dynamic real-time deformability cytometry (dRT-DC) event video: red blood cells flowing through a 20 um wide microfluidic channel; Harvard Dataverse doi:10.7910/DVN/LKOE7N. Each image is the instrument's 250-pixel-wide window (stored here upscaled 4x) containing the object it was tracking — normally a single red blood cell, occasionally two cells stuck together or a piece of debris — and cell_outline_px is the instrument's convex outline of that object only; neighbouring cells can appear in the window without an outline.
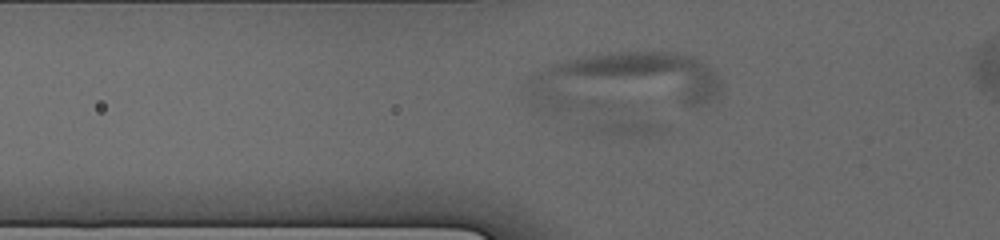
{"species": "human", "species_latin": "Homo sapiens", "temperature_condition": "cold", "stored_images_in_passage": 16, "camera_frame_rate_fps": 3000, "um_per_image_px": 0.085, "donor": {"sex": "male"}, "frame": {"image": 1, "passage_image": 10, "time_ms": 3.667, "image_size_px": [1000, 240], "cell_outline_px": [[720, 80], [716, 96], [708, 100], [696, 104], [560, 112], [540, 112], [532, 108], [528, 104], [524, 96], [524, 84], [532, 72], [568, 60], [584, 56], [620, 52], [676, 52], [692, 56], [700, 60], [712, 68], [716, 72]], "centroid_in_image_um": [52.81, 7.01], "position_along_channel_um": 73.0, "area_um2": 68.84}}